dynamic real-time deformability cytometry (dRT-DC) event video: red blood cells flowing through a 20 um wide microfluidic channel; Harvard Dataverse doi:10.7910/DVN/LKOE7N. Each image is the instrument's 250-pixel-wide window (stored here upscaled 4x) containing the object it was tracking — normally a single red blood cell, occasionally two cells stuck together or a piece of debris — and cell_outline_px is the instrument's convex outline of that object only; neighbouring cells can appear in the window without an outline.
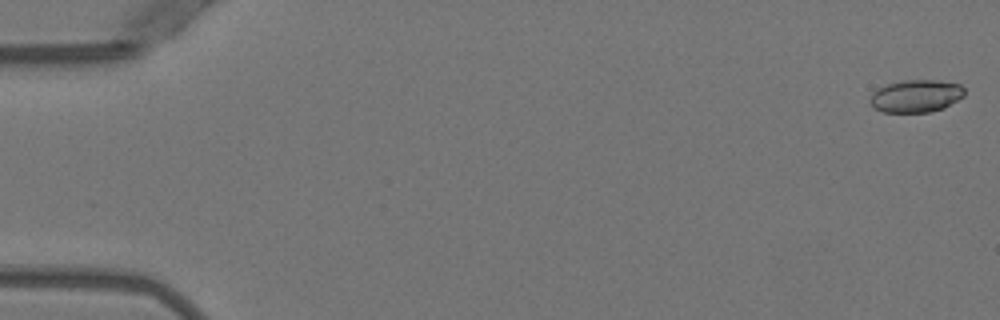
{"species": "Egyptian fruit bat (a non-hibernating species)", "species_latin": "Rousettus aegyptiacus", "temperature_condition": "warm", "stored_images_in_passage": 52, "camera_frame_rate_fps": 3000, "um_per_image_px": 0.085, "animal": {"sex": "female"}, "frame": {"image": 1, "passage_image": 1, "time_ms": 0.0, "image_size_px": [1000, 320], "cell_outline_px": [[964, 96], [944, 108], [932, 112], [884, 112], [872, 108], [868, 100], [872, 92], [888, 84], [904, 80], [940, 80], [960, 84], [964, 88]], "centroid_in_image_um": [77.85, 8.17], "position_along_channel_um": 7.1, "area_um2": 18.09}}
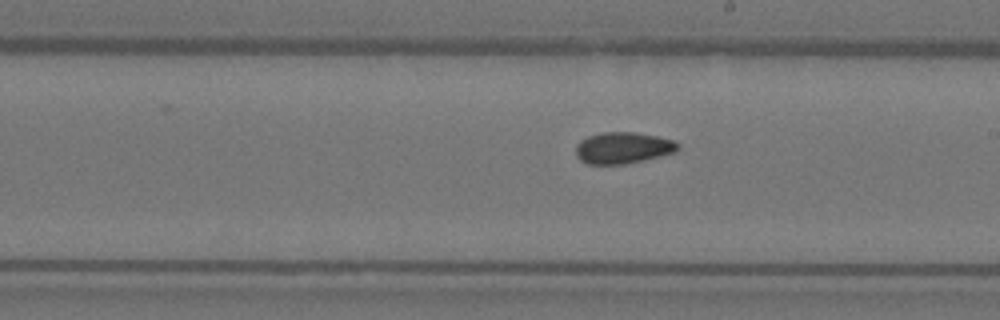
{"frame": {"image": 2, "passage_image": 30, "time_ms": 9.667, "image_size_px": [1000, 320], "cell_outline_px": [[680, 148], [676, 152], [644, 160], [624, 164], [588, 164], [580, 160], [576, 156], [576, 144], [580, 140], [588, 136], [604, 132], [636, 132], [656, 136], [672, 140], [680, 144]], "centroid_in_image_um": [52.95, 12.57], "position_along_channel_um": 236.0, "area_um2": 18.79}}
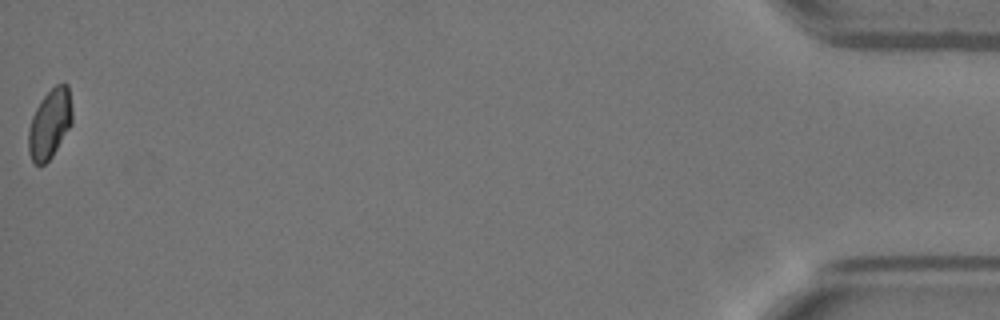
{"frame": {"image": 3, "passage_image": 52, "time_ms": 17.0, "image_size_px": [1000, 320], "cell_outline_px": [[72, 124], [52, 156], [44, 164], [36, 164], [32, 160], [28, 152], [28, 128], [32, 116], [40, 100], [56, 84], [68, 84], [72, 108]], "centroid_in_image_um": [4.23, 10.51], "position_along_channel_um": 431.0, "area_um2": 17.69}, "authors_computed_cell_mechanics": {"area_um2": 18.207, "velocity_mm_per_s": 3.9604, "shape_relaxation_time_tau1_ms": null, "shape_relaxation_time_tau2_ms": 2.9275, "deformation_change_tau1": null, "deformation_change_tau2": 0.074}}